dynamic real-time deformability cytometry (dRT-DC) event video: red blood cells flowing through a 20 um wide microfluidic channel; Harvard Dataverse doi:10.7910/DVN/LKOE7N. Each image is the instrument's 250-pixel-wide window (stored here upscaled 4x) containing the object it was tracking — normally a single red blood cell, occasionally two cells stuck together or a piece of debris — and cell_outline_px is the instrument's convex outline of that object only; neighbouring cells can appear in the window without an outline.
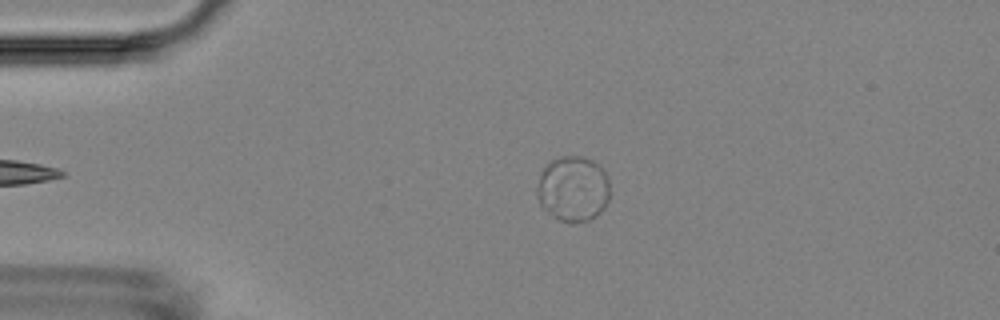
{"species": "Egyptian fruit bat (a non-hibernating species)", "species_latin": "Rousettus aegyptiacus", "temperature_condition": "room temperature", "stored_images_in_passage": 4, "camera_frame_rate_fps": 3000, "um_per_image_px": 0.085, "animal": {"sex": "female"}, "frame": {"image": 1, "passage_image": 4, "time_ms": 4.0, "image_size_px": [1000, 320], "cell_outline_px": [[608, 200], [604, 208], [596, 216], [588, 220], [572, 224], [568, 224], [560, 220], [540, 208], [536, 192], [540, 176], [544, 168], [552, 160], [560, 156], [580, 156], [592, 160], [608, 176]], "centroid_in_image_um": [48.69, 16.08], "position_along_channel_um": 36.3, "area_um2": 27.86}}